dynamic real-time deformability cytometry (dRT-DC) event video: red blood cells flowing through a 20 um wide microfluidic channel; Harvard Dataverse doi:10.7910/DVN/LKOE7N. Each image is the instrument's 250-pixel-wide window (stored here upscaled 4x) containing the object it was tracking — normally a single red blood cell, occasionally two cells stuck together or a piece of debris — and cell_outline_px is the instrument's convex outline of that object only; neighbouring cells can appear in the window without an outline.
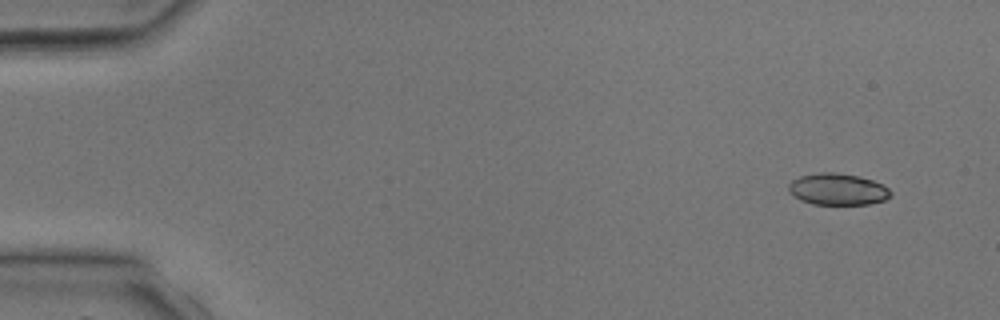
{"species": "common noctule bat (a hibernating species)", "species_latin": "Nyctalus noctula", "temperature_condition": "room temperature", "stored_images_in_passage": 3, "camera_frame_rate_fps": 3000, "um_per_image_px": 0.085, "animal": {"sex": "male", "body_mass_g": 17.9, "forearm_length_mm": 54.2}, "frame": {"image": 1, "passage_image": 1, "time_ms": 0.0, "image_size_px": [1000, 320], "cell_outline_px": [[892, 196], [884, 200], [868, 204], [812, 204], [800, 200], [792, 196], [788, 188], [788, 184], [792, 180], [800, 176], [820, 172], [832, 172], [856, 176], [872, 180], [888, 188], [892, 192]], "centroid_in_image_um": [71.17, 16.09], "position_along_channel_um": 13.8, "area_um2": 18.73}}
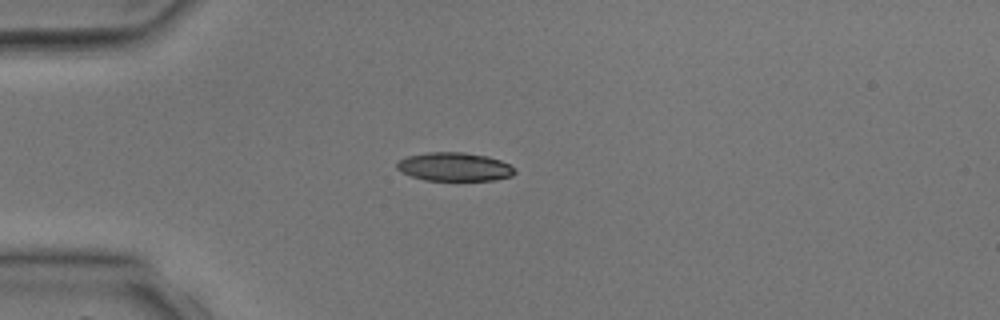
{"frame": {"image": 2, "passage_image": 3, "time_ms": 2.667, "image_size_px": [1000, 320], "cell_outline_px": [[516, 172], [512, 176], [492, 180], [424, 180], [400, 172], [396, 168], [396, 164], [400, 160], [408, 156], [428, 152], [464, 152], [488, 156], [500, 160], [516, 168]], "centroid_in_image_um": [38.63, 14.17], "position_along_channel_um": 46.4, "area_um2": 19.65}}